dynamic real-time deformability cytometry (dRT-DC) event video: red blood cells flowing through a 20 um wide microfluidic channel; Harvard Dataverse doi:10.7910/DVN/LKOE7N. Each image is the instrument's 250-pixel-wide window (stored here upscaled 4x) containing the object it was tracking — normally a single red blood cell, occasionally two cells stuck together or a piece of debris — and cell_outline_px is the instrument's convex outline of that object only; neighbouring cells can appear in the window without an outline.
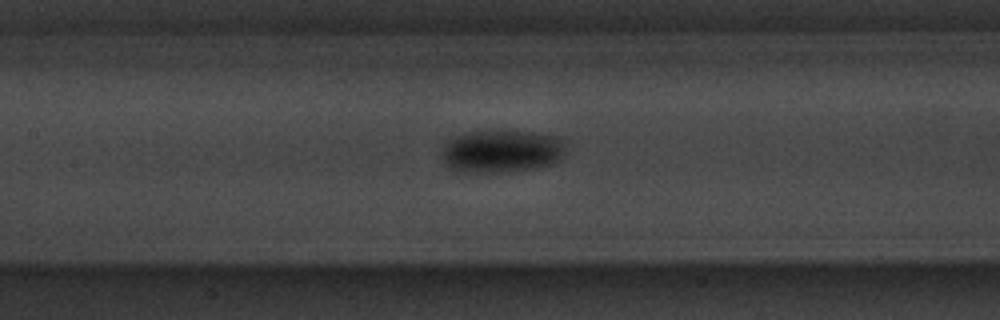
{"species": "common noctule bat (a hibernating species)", "species_latin": "Nyctalus noctula", "temperature_condition": "warm", "stored_images_in_passage": 9, "camera_frame_rate_fps": 3000, "um_per_image_px": 0.085, "animal": {"sex": "male", "body_mass_g": 20.1, "forearm_length_mm": 53.5}, "frame": {"image": 1, "passage_image": 9, "time_ms": 10.333, "image_size_px": [1000, 320], "cell_outline_px": [[560, 156], [552, 164], [536, 168], [504, 172], [476, 172], [452, 168], [444, 164], [440, 156], [444, 144], [456, 136], [464, 132], [532, 132], [552, 136], [560, 140]], "centroid_in_image_um": [42.52, 12.87], "position_along_channel_um": 164.9, "area_um2": 29.82}}